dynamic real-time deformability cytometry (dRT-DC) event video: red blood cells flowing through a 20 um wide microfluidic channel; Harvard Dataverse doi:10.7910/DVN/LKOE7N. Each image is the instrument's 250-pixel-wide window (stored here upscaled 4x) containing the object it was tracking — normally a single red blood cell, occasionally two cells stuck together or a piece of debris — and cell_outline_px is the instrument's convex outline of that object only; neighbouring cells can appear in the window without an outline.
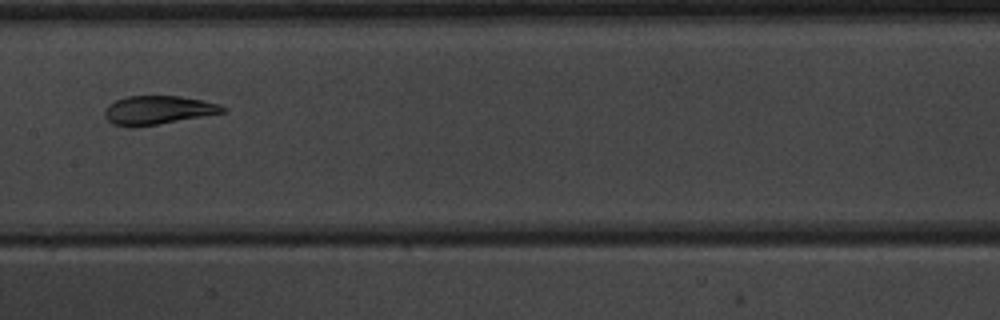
{"species": "common noctule bat (a hibernating species)", "species_latin": "Nyctalus noctula", "temperature_condition": "warm", "stored_images_in_passage": 7, "camera_frame_rate_fps": 3000, "um_per_image_px": 0.085, "animal": {"sex": "male", "body_mass_g": 20.1, "forearm_length_mm": 53.5}, "frame": {"image": 1, "passage_image": 7, "time_ms": 7.0, "image_size_px": [1000, 320], "cell_outline_px": [[228, 112], [156, 124], [128, 128], [112, 124], [104, 116], [104, 112], [108, 104], [116, 100], [128, 96], [180, 96], [204, 100], [220, 104], [228, 108]], "centroid_in_image_um": [13.45, 9.36], "position_along_channel_um": 194.0, "area_um2": 19.88}}